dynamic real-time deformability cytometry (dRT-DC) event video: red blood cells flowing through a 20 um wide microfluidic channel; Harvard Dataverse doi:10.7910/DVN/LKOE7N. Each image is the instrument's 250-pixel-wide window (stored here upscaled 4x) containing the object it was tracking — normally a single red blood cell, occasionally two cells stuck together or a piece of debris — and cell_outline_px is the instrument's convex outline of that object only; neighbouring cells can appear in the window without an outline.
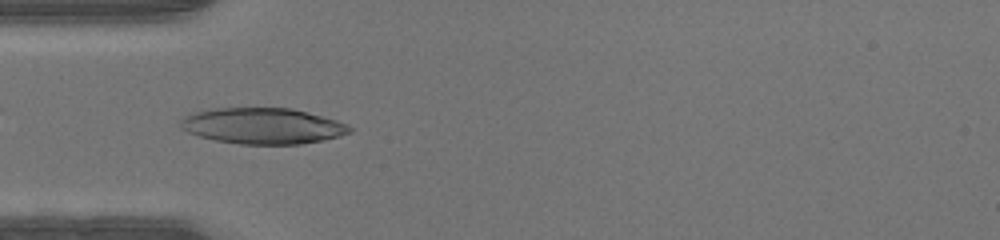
{"species": "human", "species_latin": "Homo sapiens", "temperature_condition": "warm", "stored_images_in_passage": 46, "camera_frame_rate_fps": 3000, "um_per_image_px": 0.085, "donor": {"sex": "male"}, "frame": {"image": 1, "passage_image": 14, "time_ms": 4.333, "image_size_px": [1000, 240], "cell_outline_px": [[352, 132], [340, 136], [300, 144], [240, 144], [216, 140], [200, 136], [188, 132], [180, 128], [180, 120], [184, 116], [196, 112], [216, 108], [292, 108], [336, 120], [348, 124], [352, 128]], "centroid_in_image_um": [22.33, 10.7], "position_along_channel_um": 62.7, "area_um2": 35.26}}
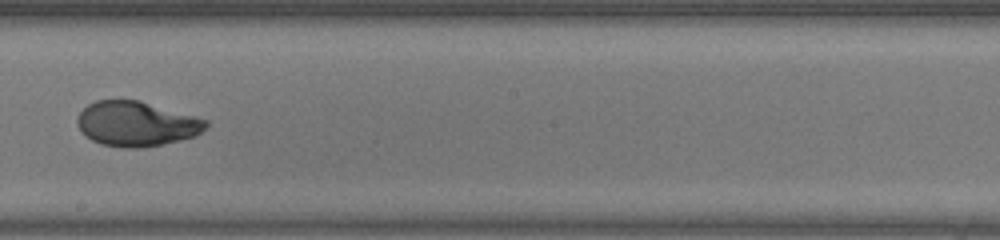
{"frame": {"image": 2, "passage_image": 26, "time_ms": 8.333, "image_size_px": [1000, 240], "cell_outline_px": [[208, 124], [196, 136], [180, 140], [140, 148], [124, 148], [100, 144], [84, 136], [80, 132], [76, 124], [76, 120], [80, 112], [88, 104], [96, 100], [140, 100], [196, 116], [208, 120]], "centroid_in_image_um": [11.56, 10.52], "position_along_channel_um": 236.6, "area_um2": 33.81}}
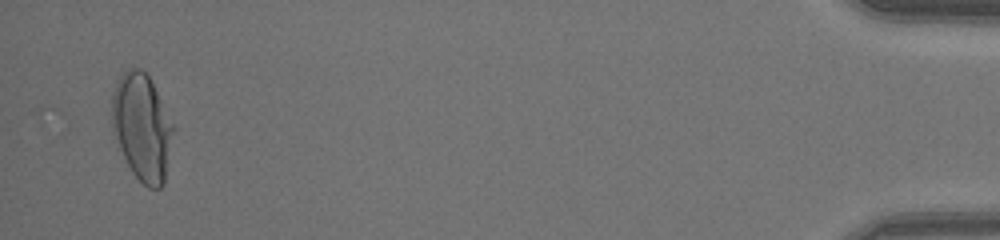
{"frame": {"image": 3, "passage_image": 45, "time_ms": 14.667, "image_size_px": [1000, 240], "cell_outline_px": [[172, 132], [164, 184], [160, 188], [148, 188], [132, 172], [112, 132], [112, 92], [120, 76], [128, 68], [140, 68], [148, 76], [172, 124]], "centroid_in_image_um": [12.03, 10.8], "position_along_channel_um": 423.2, "area_um2": 37.17}}